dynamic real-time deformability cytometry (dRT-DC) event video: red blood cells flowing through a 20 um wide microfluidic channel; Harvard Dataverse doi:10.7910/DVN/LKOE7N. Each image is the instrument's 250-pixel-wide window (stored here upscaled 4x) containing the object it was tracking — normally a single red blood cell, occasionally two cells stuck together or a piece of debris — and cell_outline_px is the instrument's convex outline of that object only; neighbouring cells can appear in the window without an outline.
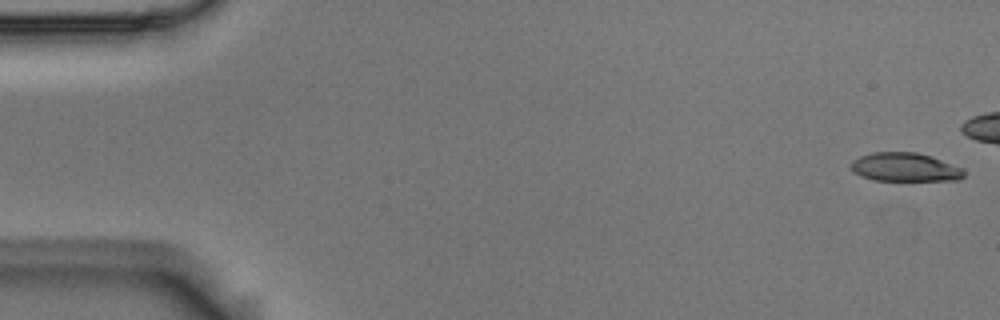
{"species": "Egyptian fruit bat (a non-hibernating species)", "species_latin": "Rousettus aegyptiacus", "temperature_condition": "room temperature", "stored_images_in_passage": 44, "camera_frame_rate_fps": 3000, "um_per_image_px": 0.085, "animal": {"sex": "male"}, "frame": {"image": 1, "passage_image": 1, "time_ms": 0.0, "image_size_px": [1000, 320], "cell_outline_px": [[964, 176], [960, 180], [872, 180], [860, 176], [852, 172], [848, 164], [852, 160], [860, 156], [872, 152], [916, 152], [932, 156], [960, 168], [964, 172]], "centroid_in_image_um": [76.84, 14.21], "position_along_channel_um": 8.2, "area_um2": 18.96}}
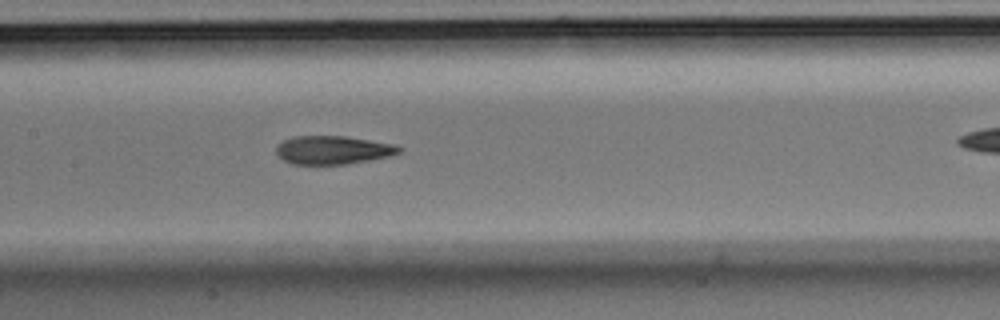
{"frame": {"image": 2, "passage_image": 26, "time_ms": 8.333, "image_size_px": [1000, 320], "cell_outline_px": [[404, 148], [400, 152], [388, 156], [368, 160], [344, 164], [292, 164], [284, 160], [276, 152], [276, 144], [292, 136], [344, 136], [392, 144]], "centroid_in_image_um": [28.26, 12.74], "position_along_channel_um": 179.1, "area_um2": 20.11}}
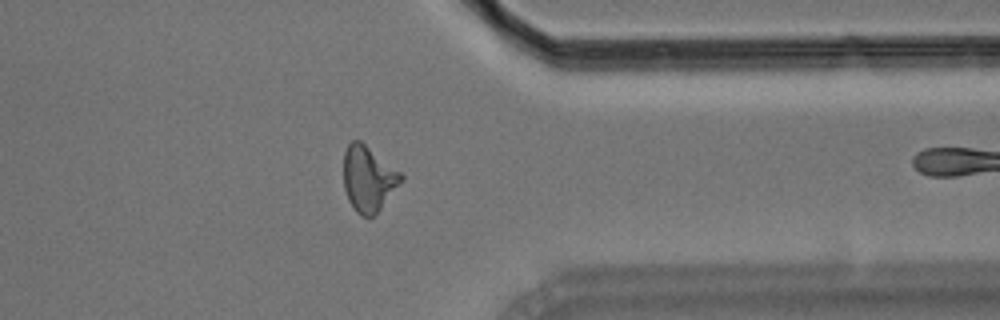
{"frame": {"image": 3, "passage_image": 43, "time_ms": 14.0, "image_size_px": [1000, 320], "cell_outline_px": [[404, 180], [380, 208], [372, 216], [360, 216], [356, 212], [348, 200], [344, 188], [344, 152], [348, 144], [352, 140], [360, 140], [400, 172], [404, 176]], "centroid_in_image_um": [31.3, 15.18], "position_along_channel_um": 380.1, "area_um2": 21.73}}